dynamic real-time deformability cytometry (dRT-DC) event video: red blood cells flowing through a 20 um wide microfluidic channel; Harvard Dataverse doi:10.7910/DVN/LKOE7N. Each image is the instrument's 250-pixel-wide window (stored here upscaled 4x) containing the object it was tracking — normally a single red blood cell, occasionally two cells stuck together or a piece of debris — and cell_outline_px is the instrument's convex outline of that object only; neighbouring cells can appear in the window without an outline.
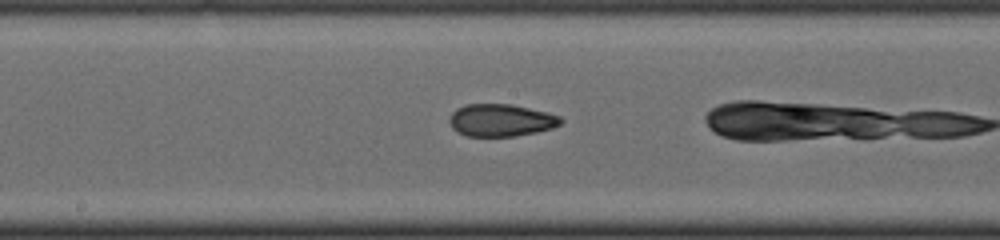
{"species": "common noctule bat (a hibernating species)", "species_latin": "Nyctalus noctula", "temperature_condition": "cold", "stored_images_in_passage": 22, "camera_frame_rate_fps": 3000, "um_per_image_px": 0.085, "animal": {"sex": "male", "body_mass_g": 19.0, "forearm_length_mm": 50.8}, "frame": {"image": 1, "passage_image": 9, "time_ms": 2.667, "image_size_px": [1000, 240], "cell_outline_px": [[564, 120], [560, 124], [552, 128], [536, 132], [516, 136], [468, 136], [452, 128], [448, 120], [452, 112], [456, 108], [464, 104], [512, 104], [548, 112], [560, 116]], "centroid_in_image_um": [42.59, 10.21], "position_along_channel_um": 205.6, "area_um2": 21.1}}
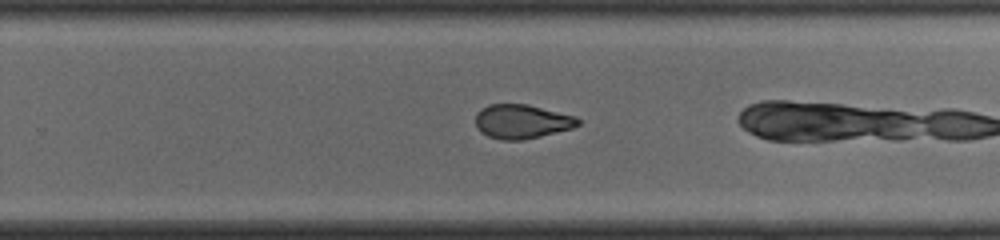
{"frame": {"image": 2, "passage_image": 15, "time_ms": 4.667, "image_size_px": [1000, 240], "cell_outline_px": [[580, 124], [572, 128], [524, 140], [500, 140], [488, 136], [480, 132], [476, 128], [476, 116], [480, 108], [488, 104], [528, 104], [576, 116], [580, 120]], "centroid_in_image_um": [44.34, 10.32], "position_along_channel_um": 285.5, "area_um2": 20.52}}
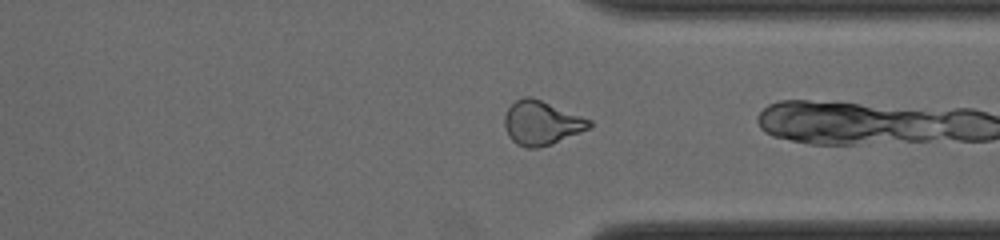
{"frame": {"image": 3, "passage_image": 21, "time_ms": 6.667, "image_size_px": [1000, 240], "cell_outline_px": [[592, 128], [552, 144], [540, 148], [524, 148], [516, 144], [508, 136], [504, 124], [504, 116], [508, 108], [516, 100], [524, 96], [532, 96], [592, 120]], "centroid_in_image_um": [46.04, 10.46], "position_along_channel_um": 365.4, "area_um2": 22.08}}